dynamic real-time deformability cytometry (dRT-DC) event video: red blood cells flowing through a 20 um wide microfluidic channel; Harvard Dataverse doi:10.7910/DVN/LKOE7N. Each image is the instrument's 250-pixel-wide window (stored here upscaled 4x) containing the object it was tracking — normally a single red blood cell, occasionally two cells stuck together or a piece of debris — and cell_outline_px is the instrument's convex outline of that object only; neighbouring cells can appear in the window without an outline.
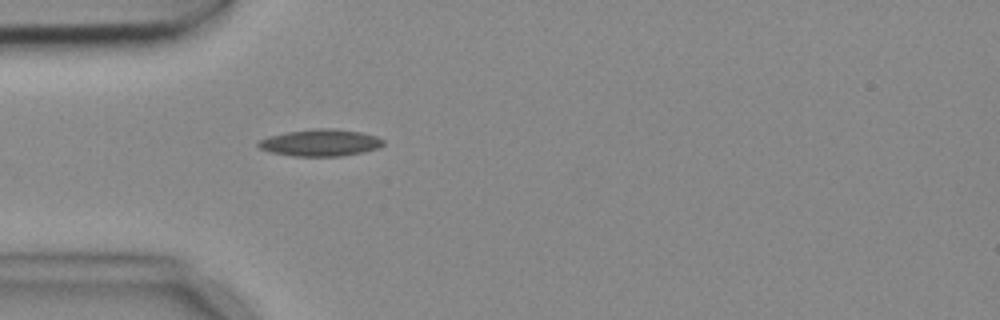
{"species": "common noctule bat (a hibernating species)", "species_latin": "Nyctalus noctula", "temperature_condition": "cold", "stored_images_in_passage": 4, "camera_frame_rate_fps": 3000, "um_per_image_px": 0.085, "animal": {"sex": "female", "body_mass_g": 18.4}, "frame": {"image": 1, "passage_image": 4, "time_ms": 1.0, "image_size_px": [1000, 320], "cell_outline_px": [[384, 144], [376, 148], [360, 152], [340, 156], [292, 156], [272, 152], [260, 148], [256, 144], [260, 140], [268, 136], [288, 132], [316, 128], [332, 128], [360, 132], [376, 136], [384, 140]], "centroid_in_image_um": [27.21, 12.12], "position_along_channel_um": 57.8, "area_um2": 19.31}}